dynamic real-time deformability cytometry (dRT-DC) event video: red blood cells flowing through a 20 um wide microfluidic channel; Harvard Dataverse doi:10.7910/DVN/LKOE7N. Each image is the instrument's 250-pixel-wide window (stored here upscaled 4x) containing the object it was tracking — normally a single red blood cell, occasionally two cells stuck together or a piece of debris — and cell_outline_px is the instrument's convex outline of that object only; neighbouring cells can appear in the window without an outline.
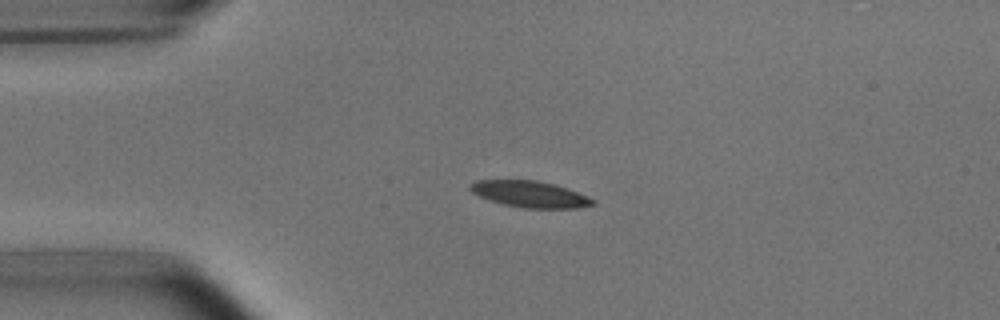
{"species": "common noctule bat (a hibernating species)", "species_latin": "Nyctalus noctula", "temperature_condition": "room temperature", "stored_images_in_passage": 41, "camera_frame_rate_fps": 3000, "um_per_image_px": 0.085, "animal": {"sex": "male", "body_mass_g": 15.6}, "frame": {"image": 1, "passage_image": 1, "time_ms": 0.0, "image_size_px": [1000, 320], "cell_outline_px": [[596, 204], [576, 208], [524, 208], [504, 204], [488, 200], [472, 192], [468, 188], [468, 184], [476, 180], [536, 180], [556, 184], [588, 196], [596, 200]], "centroid_in_image_um": [45.04, 16.5], "position_along_channel_um": 40.0, "area_um2": 18.96}}
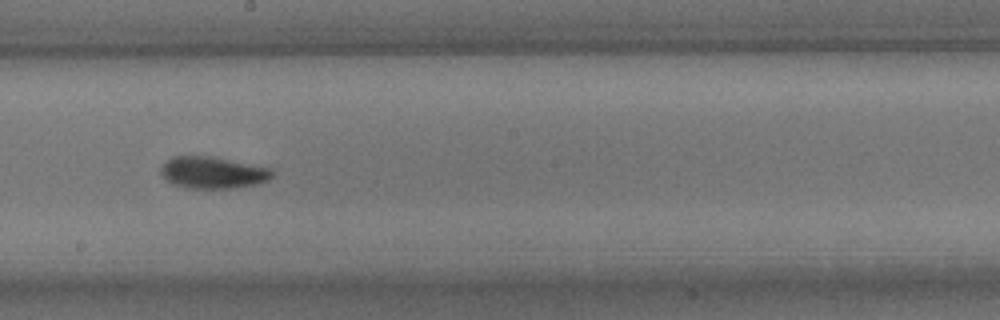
{"frame": {"image": 2, "passage_image": 18, "time_ms": 5.667, "image_size_px": [1000, 320], "cell_outline_px": [[272, 176], [268, 180], [256, 184], [236, 188], [184, 188], [172, 184], [160, 172], [160, 168], [172, 156], [208, 156], [272, 168]], "centroid_in_image_um": [18.08, 14.68], "position_along_channel_um": 230.1, "area_um2": 20.46}}
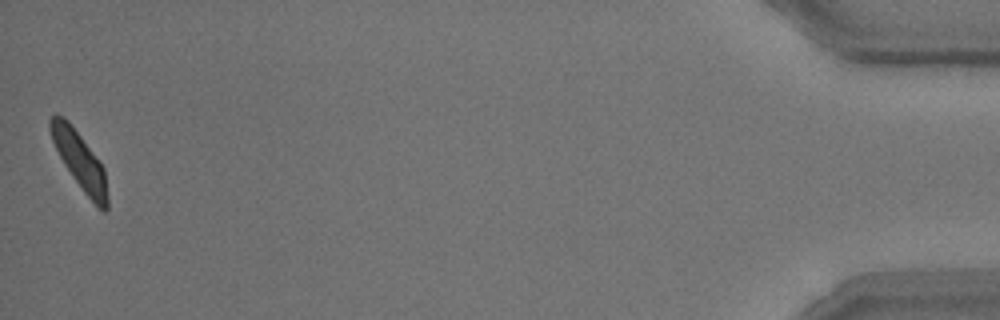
{"frame": {"image": 3, "passage_image": 41, "time_ms": 13.333, "image_size_px": [1000, 320], "cell_outline_px": [[108, 208], [104, 212], [84, 192], [72, 176], [64, 164], [52, 140], [48, 128], [48, 120], [52, 116], [60, 116], [68, 120], [104, 168], [108, 196]], "centroid_in_image_um": [6.76, 13.65], "position_along_channel_um": 428.4, "area_um2": 18.44}, "authors_computed_cell_mechanics": {"area_um2": 19.7098, "velocity_mm_per_s": 3.7975, "shape_relaxation_time_tau1_ms": 3.0615, "shape_relaxation_time_tau2_ms": 1.3841, "deformation_change_tau1": 0.1254, "deformation_change_tau2": 0.0613}}